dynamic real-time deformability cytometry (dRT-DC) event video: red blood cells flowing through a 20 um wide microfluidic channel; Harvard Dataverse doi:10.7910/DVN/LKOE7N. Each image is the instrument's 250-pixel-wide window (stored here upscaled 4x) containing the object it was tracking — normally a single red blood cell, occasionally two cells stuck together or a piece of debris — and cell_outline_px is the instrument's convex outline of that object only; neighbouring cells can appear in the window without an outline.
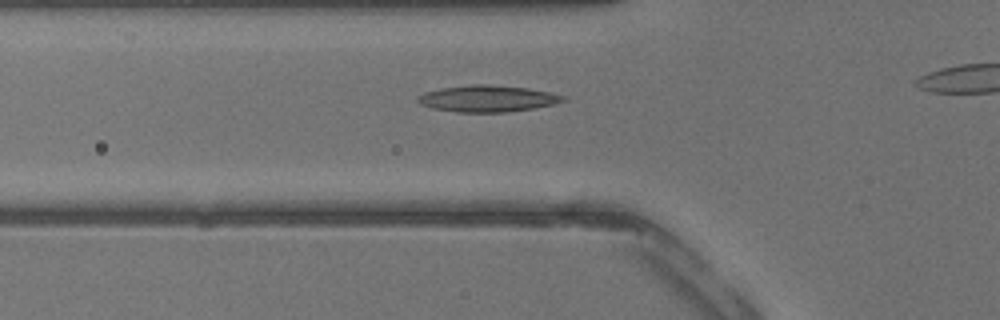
{"species": "common noctule bat (a hibernating species)", "species_latin": "Nyctalus noctula", "temperature_condition": "warm", "stored_images_in_passage": 28, "camera_frame_rate_fps": 3000, "um_per_image_px": 0.085, "animal": {"sex": "male", "body_mass_g": 13.3}, "frame": {"image": 1, "passage_image": 7, "time_ms": 2.0, "image_size_px": [1000, 320], "cell_outline_px": [[568, 100], [552, 104], [532, 108], [504, 112], [456, 112], [432, 108], [420, 104], [416, 100], [416, 96], [424, 92], [440, 88], [468, 84], [488, 84], [528, 88], [548, 92], [564, 96]], "centroid_in_image_um": [41.37, 8.37], "position_along_channel_um": 84.4, "area_um2": 22.48}}
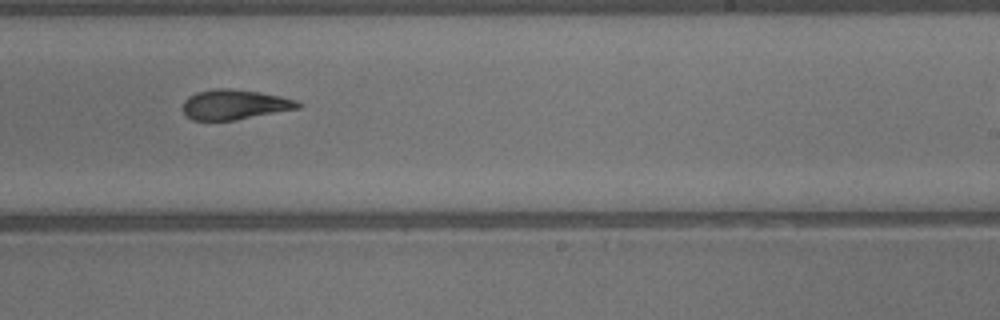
{"frame": {"image": 2, "passage_image": 18, "time_ms": 5.667, "image_size_px": [1000, 320], "cell_outline_px": [[304, 104], [300, 108], [232, 120], [192, 120], [184, 116], [184, 100], [188, 96], [196, 92], [216, 88], [228, 88], [260, 92], [280, 96], [296, 100]], "centroid_in_image_um": [19.93, 8.88], "position_along_channel_um": 269.1, "area_um2": 20.06}}
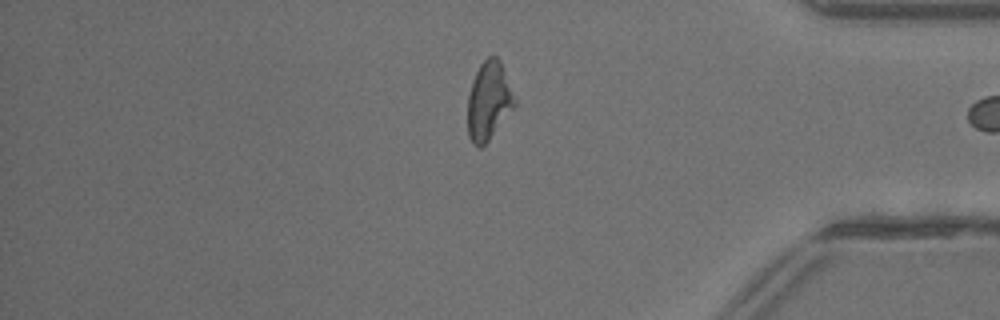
{"frame": {"image": 3, "passage_image": 27, "time_ms": 8.667, "image_size_px": [1000, 320], "cell_outline_px": [[516, 104], [488, 140], [480, 148], [472, 144], [468, 136], [468, 96], [472, 80], [480, 64], [488, 56], [496, 56], [500, 60], [516, 100]], "centroid_in_image_um": [41.52, 8.56], "position_along_channel_um": 393.7, "area_um2": 21.15}}